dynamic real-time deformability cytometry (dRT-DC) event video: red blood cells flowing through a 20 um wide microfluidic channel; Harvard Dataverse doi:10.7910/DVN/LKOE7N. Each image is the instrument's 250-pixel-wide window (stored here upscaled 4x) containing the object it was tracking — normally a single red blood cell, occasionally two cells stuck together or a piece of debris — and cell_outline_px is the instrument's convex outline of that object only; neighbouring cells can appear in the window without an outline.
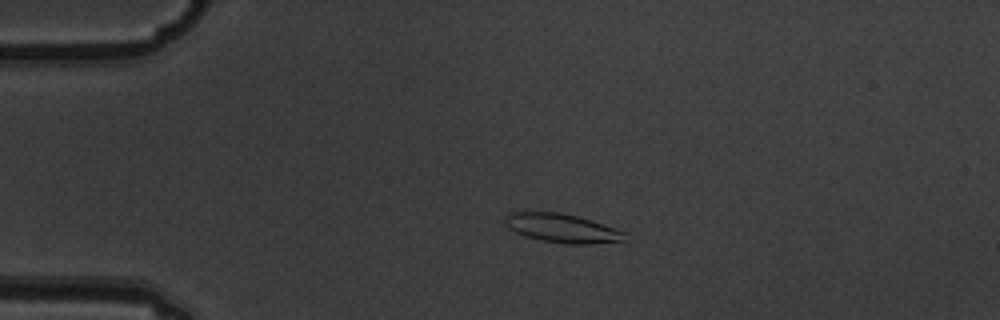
{"species": "common noctule bat (a hibernating species)", "species_latin": "Nyctalus noctula", "temperature_condition": "warm", "stored_images_in_passage": 3, "camera_frame_rate_fps": 3000, "um_per_image_px": 0.085, "animal": {"sex": "male", "body_mass_g": 19.5, "forearm_length_mm": 54.6}, "frame": {"image": 1, "passage_image": 2, "time_ms": 0.333, "image_size_px": [1000, 320], "cell_outline_px": [[628, 232], [624, 240], [592, 244], [568, 244], [540, 240], [524, 236], [508, 228], [504, 220], [504, 216], [512, 212], [560, 212], [592, 220]], "centroid_in_image_um": [47.79, 19.4], "position_along_channel_um": 37.2, "area_um2": 20.23}}